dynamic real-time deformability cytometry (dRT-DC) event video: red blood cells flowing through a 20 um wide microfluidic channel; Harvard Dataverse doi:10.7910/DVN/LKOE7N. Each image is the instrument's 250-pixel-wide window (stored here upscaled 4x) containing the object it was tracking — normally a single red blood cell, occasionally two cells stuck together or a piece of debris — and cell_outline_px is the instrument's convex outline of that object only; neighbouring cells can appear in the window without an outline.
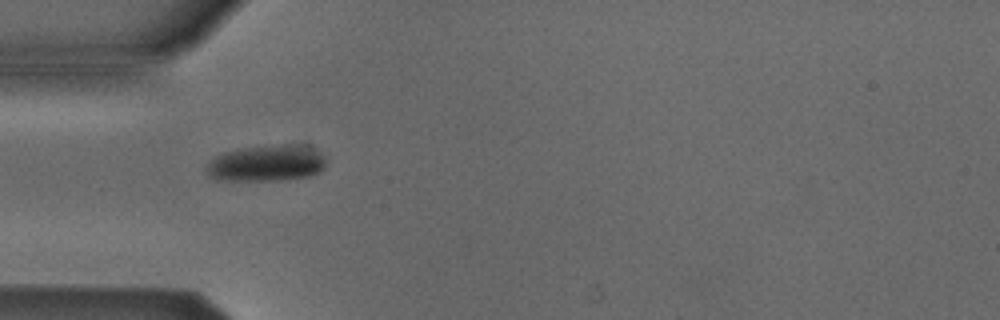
{"species": "Egyptian fruit bat (a non-hibernating species)", "species_latin": "Rousettus aegyptiacus", "temperature_condition": "cold", "stored_images_in_passage": 3, "camera_frame_rate_fps": 3000, "um_per_image_px": 0.085, "animal": {"sex": "male"}, "frame": {"image": 1, "passage_image": 1, "time_ms": 0.0, "image_size_px": [1000, 320], "cell_outline_px": [[324, 168], [320, 172], [312, 176], [288, 180], [216, 180], [208, 176], [208, 164], [216, 156], [224, 152], [240, 148], [296, 144], [304, 144], [312, 148], [324, 156]], "centroid_in_image_um": [22.69, 13.89], "position_along_channel_um": 62.3, "area_um2": 25.26}}
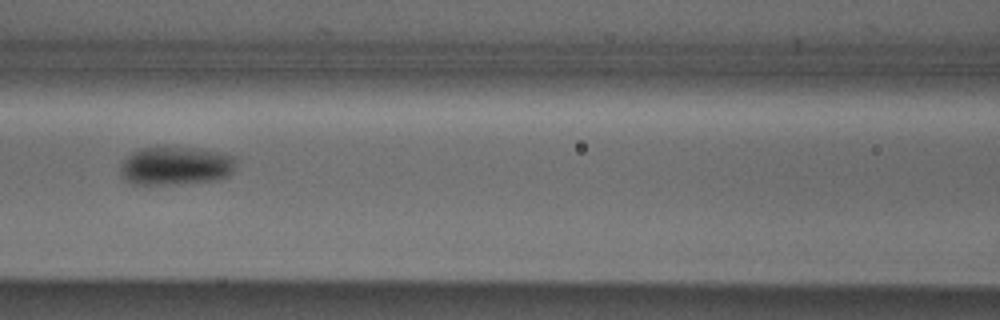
{"frame": {"image": 2, "passage_image": 3, "time_ms": 0.667, "image_size_px": [1000, 320], "cell_outline_px": [[232, 172], [228, 176], [216, 180], [168, 184], [132, 184], [124, 180], [120, 172], [120, 160], [132, 152], [140, 148], [160, 144], [164, 144], [192, 148], [216, 152], [232, 156]], "centroid_in_image_um": [14.79, 14.06], "position_along_channel_um": 151.8, "area_um2": 26.24}}